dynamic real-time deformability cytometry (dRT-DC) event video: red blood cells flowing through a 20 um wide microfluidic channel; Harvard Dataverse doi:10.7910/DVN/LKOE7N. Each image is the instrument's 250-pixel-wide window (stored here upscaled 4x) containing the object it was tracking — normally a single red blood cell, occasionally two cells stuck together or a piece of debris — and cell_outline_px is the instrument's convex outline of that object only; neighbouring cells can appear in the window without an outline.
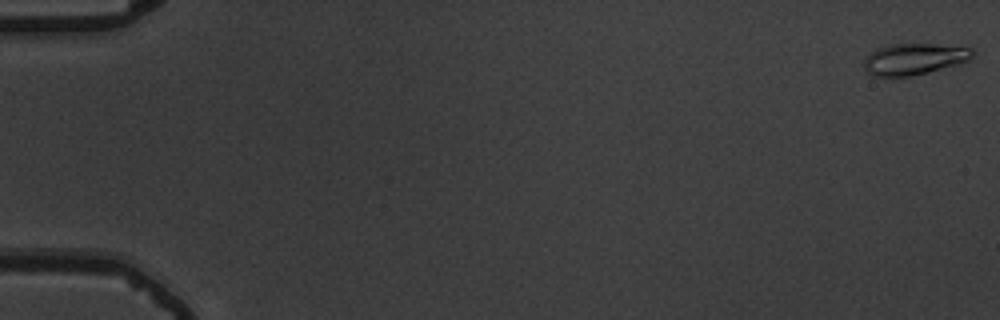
{"species": "common noctule bat (a hibernating species)", "species_latin": "Nyctalus noctula", "temperature_condition": "warm", "stored_images_in_passage": 56, "camera_frame_rate_fps": 3000, "um_per_image_px": 0.085, "animal": {"sex": "male", "body_mass_g": 19.5, "forearm_length_mm": 54.6}, "frame": {"image": 1, "passage_image": 1, "time_ms": 0.0, "image_size_px": [1000, 320], "cell_outline_px": [[976, 52], [968, 60], [956, 64], [928, 72], [912, 76], [872, 76], [864, 68], [864, 56], [876, 48], [888, 44], [932, 44], [972, 48]], "centroid_in_image_um": [77.65, 5.01], "position_along_channel_um": 7.4, "area_um2": 19.83}}
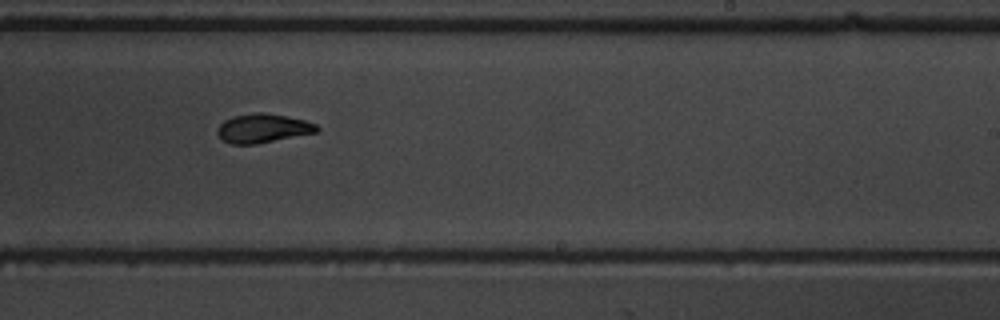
{"frame": {"image": 2, "passage_image": 36, "time_ms": 11.667, "image_size_px": [1000, 320], "cell_outline_px": [[320, 128], [316, 132], [256, 144], [232, 144], [220, 140], [216, 132], [220, 124], [224, 120], [232, 116], [256, 112], [264, 112], [304, 120], [316, 124]], "centroid_in_image_um": [22.29, 10.9], "position_along_channel_um": 266.7, "area_um2": 16.76}}
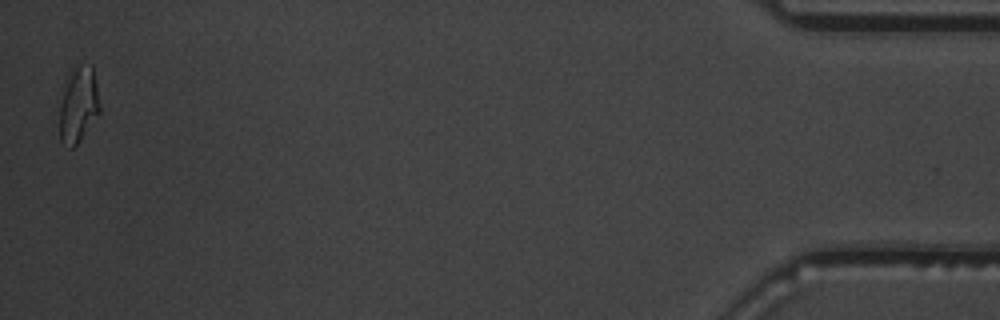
{"frame": {"image": 3, "passage_image": 56, "time_ms": 18.333, "image_size_px": [1000, 320], "cell_outline_px": [[100, 112], [80, 140], [72, 148], [68, 148], [60, 140], [60, 104], [64, 80], [68, 72], [72, 68], [80, 64], [92, 64], [96, 84], [100, 108]], "centroid_in_image_um": [6.64, 8.86], "position_along_channel_um": 428.6, "area_um2": 17.98}, "authors_computed_cell_mechanics": {"area_um2": 17.2533, "velocity_mm_per_s": 3.6936, "shape_relaxation_time_tau1_ms": 6.886, "shape_relaxation_time_tau2_ms": 2.1007, "deformation_change_tau1": 0.2103, "deformation_change_tau2": 0.0799}}